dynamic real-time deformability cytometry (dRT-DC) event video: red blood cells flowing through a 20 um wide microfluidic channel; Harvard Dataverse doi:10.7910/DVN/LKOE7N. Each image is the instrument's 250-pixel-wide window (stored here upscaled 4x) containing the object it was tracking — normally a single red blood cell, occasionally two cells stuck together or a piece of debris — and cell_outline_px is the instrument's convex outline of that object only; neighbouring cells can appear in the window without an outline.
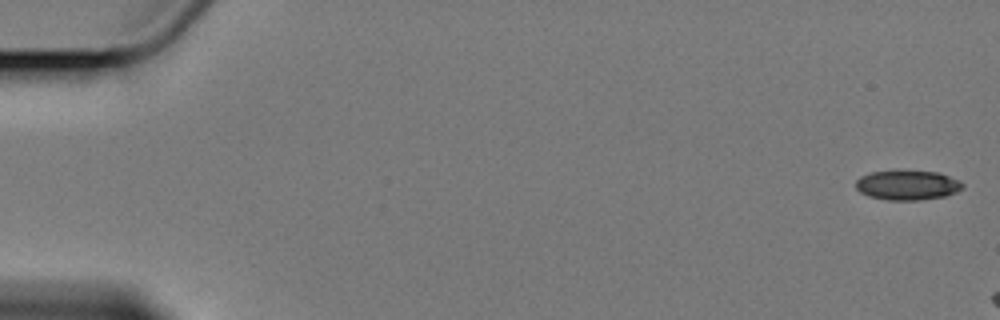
{"species": "Egyptian fruit bat (a non-hibernating species)", "species_latin": "Rousettus aegyptiacus", "temperature_condition": "cold", "stored_images_in_passage": 3, "camera_frame_rate_fps": 3000, "um_per_image_px": 0.085, "animal": {"sex": "female"}, "frame": {"image": 1, "passage_image": 1, "time_ms": 0.0, "image_size_px": [1000, 320], "cell_outline_px": [[964, 188], [956, 192], [944, 196], [920, 200], [888, 200], [868, 196], [860, 192], [856, 188], [856, 180], [860, 176], [872, 172], [892, 168], [900, 168], [936, 172], [960, 180], [964, 184]], "centroid_in_image_um": [77.11, 15.69], "position_along_channel_um": 7.9, "area_um2": 19.19}}